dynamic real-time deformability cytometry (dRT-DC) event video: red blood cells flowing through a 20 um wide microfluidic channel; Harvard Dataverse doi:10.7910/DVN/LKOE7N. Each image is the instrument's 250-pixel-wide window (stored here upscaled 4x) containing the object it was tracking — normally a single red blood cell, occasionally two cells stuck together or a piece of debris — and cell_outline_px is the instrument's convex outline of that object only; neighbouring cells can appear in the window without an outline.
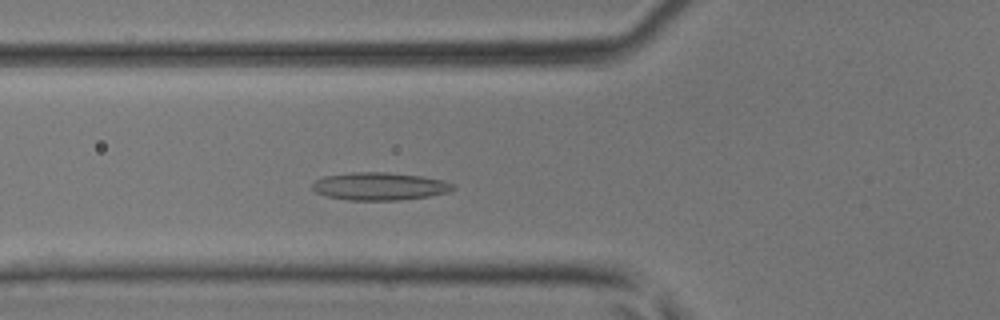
{"species": "common noctule bat (a hibernating species)", "species_latin": "Nyctalus noctula", "temperature_condition": "room temperature", "stored_images_in_passage": 42, "camera_frame_rate_fps": 3000, "um_per_image_px": 0.085, "animal": {"sex": "male", "body_mass_g": 17.9, "forearm_length_mm": 54.2}, "frame": {"image": 1, "passage_image": 13, "time_ms": 4.0, "image_size_px": [1000, 320], "cell_outline_px": [[456, 188], [448, 192], [428, 196], [400, 200], [348, 200], [328, 196], [316, 192], [312, 188], [312, 184], [316, 180], [324, 176], [348, 172], [388, 172], [424, 176], [444, 180], [452, 184]], "centroid_in_image_um": [32.28, 15.82], "position_along_channel_um": 93.5, "area_um2": 22.83}}
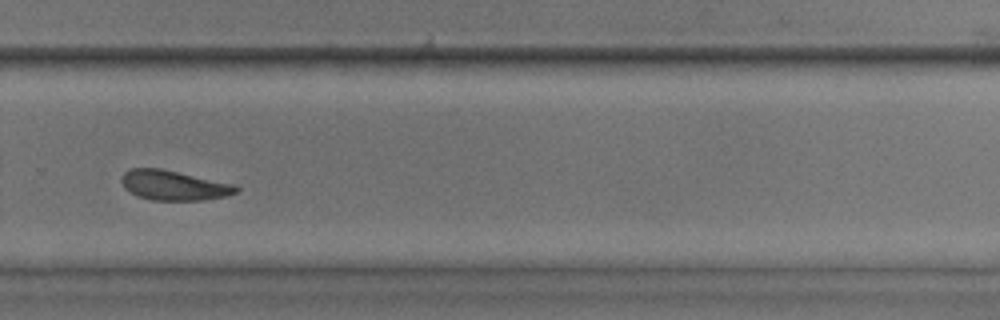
{"frame": {"image": 2, "passage_image": 28, "time_ms": 9.0, "image_size_px": [1000, 320], "cell_outline_px": [[240, 192], [228, 196], [204, 200], [152, 200], [136, 196], [124, 188], [120, 180], [120, 176], [124, 172], [132, 168], [160, 168], [232, 184], [240, 188]], "centroid_in_image_um": [14.75, 15.76], "position_along_channel_um": 315.1, "area_um2": 20.0}}
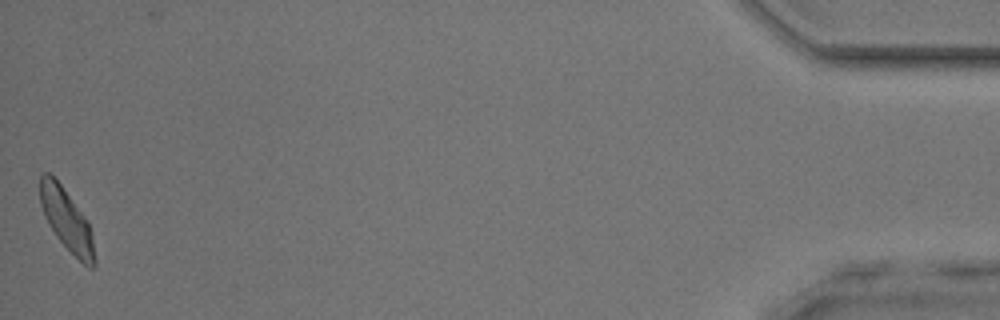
{"frame": {"image": 3, "passage_image": 42, "time_ms": 13.667, "image_size_px": [1000, 320], "cell_outline_px": [[96, 264], [92, 268], [88, 268], [56, 236], [48, 224], [44, 216], [40, 204], [40, 176], [44, 172], [48, 172], [60, 184], [88, 220], [92, 232], [96, 260]], "centroid_in_image_um": [5.68, 18.7], "position_along_channel_um": 429.5, "area_um2": 19.48}}